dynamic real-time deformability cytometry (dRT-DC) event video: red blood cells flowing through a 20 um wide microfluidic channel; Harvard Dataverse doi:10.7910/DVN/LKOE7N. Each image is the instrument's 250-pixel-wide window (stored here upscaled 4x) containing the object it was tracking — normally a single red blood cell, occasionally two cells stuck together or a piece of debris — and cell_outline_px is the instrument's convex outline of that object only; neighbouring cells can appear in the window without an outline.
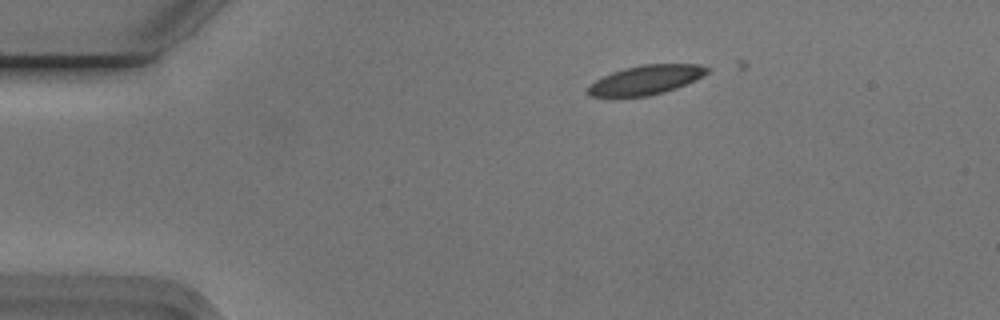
{"species": "Egyptian fruit bat (a non-hibernating species)", "species_latin": "Rousettus aegyptiacus", "temperature_condition": "cold", "stored_images_in_passage": 14, "camera_frame_rate_fps": 3000, "um_per_image_px": 0.085, "animal": {"sex": "male"}, "frame": {"image": 1, "passage_image": 2, "time_ms": 0.333, "image_size_px": [1000, 320], "cell_outline_px": [[712, 68], [708, 72], [676, 88], [664, 92], [648, 96], [588, 96], [588, 88], [596, 80], [612, 72], [624, 68], [640, 64], [700, 64]], "centroid_in_image_um": [54.91, 6.77], "position_along_channel_um": 30.1, "area_um2": 20.0}}
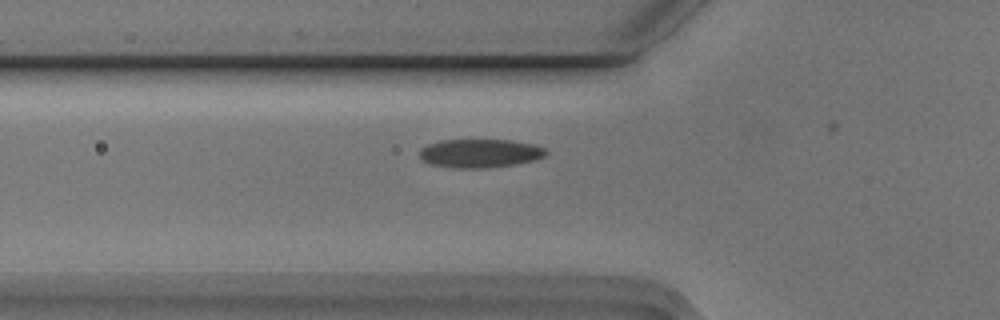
{"frame": {"image": 2, "passage_image": 11, "time_ms": 3.333, "image_size_px": [1000, 320], "cell_outline_px": [[548, 152], [544, 156], [536, 160], [512, 164], [484, 168], [452, 168], [432, 164], [424, 160], [420, 156], [420, 148], [428, 144], [440, 140], [512, 140], [536, 144], [544, 148]], "centroid_in_image_um": [40.82, 13.02], "position_along_channel_um": 85.0, "area_um2": 21.04}}